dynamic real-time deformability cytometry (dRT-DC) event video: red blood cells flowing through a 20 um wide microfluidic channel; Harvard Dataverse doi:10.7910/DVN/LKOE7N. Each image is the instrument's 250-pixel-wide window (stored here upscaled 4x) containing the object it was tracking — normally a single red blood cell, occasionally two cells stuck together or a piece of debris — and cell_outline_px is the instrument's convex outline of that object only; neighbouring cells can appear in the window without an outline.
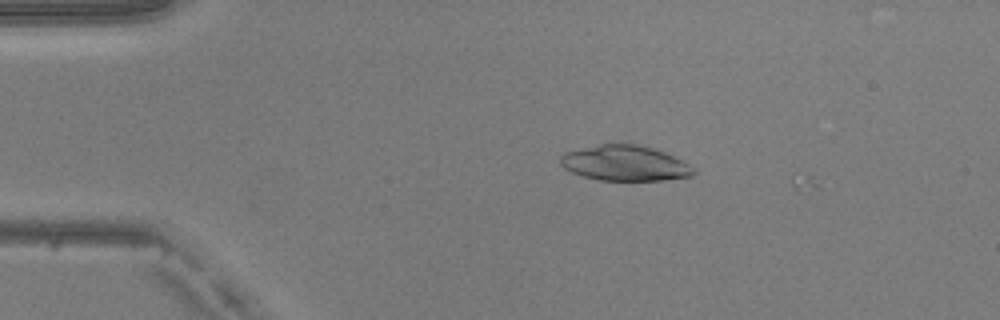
{"species": "common noctule bat (a hibernating species)", "species_latin": "Nyctalus noctula", "temperature_condition": "warm", "stored_images_in_passage": 7, "camera_frame_rate_fps": 3000, "um_per_image_px": 0.085, "animal": {"sex": "male", "body_mass_g": 20.5, "forearm_length_mm": 52.5}, "frame": {"image": 1, "passage_image": 6, "time_ms": 1.667, "image_size_px": [1000, 320], "cell_outline_px": [[696, 172], [692, 176], [664, 180], [600, 180], [584, 176], [572, 172], [564, 168], [560, 164], [560, 156], [564, 152], [600, 144], [636, 144], [652, 148], [664, 152], [688, 164]], "centroid_in_image_um": [53.09, 13.87], "position_along_channel_um": 31.9, "area_um2": 27.17}}